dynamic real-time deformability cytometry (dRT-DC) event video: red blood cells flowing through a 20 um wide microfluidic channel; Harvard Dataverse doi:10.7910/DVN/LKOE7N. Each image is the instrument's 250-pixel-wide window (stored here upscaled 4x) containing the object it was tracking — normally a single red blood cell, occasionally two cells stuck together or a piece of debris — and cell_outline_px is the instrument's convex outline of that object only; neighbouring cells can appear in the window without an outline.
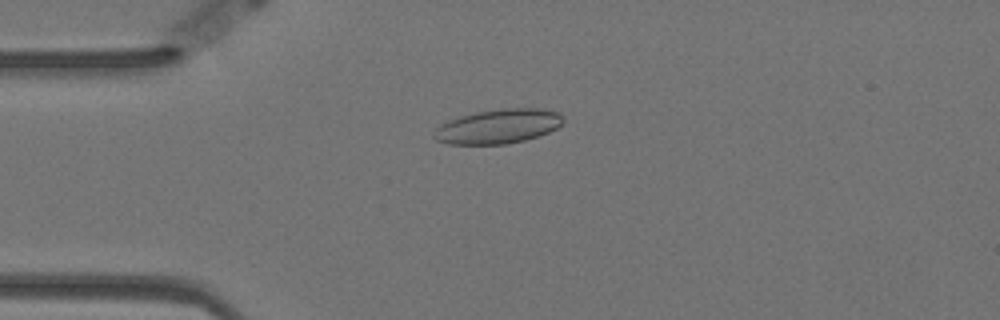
{"species": "Egyptian fruit bat (a non-hibernating species)", "species_latin": "Rousettus aegyptiacus", "temperature_condition": "warm", "stored_images_in_passage": 58, "camera_frame_rate_fps": 3000, "um_per_image_px": 0.085, "animal": {"sex": "female"}, "frame": {"image": 1, "passage_image": 14, "time_ms": 4.333, "image_size_px": [1000, 320], "cell_outline_px": [[564, 120], [556, 128], [548, 132], [524, 140], [504, 144], [448, 144], [436, 140], [432, 136], [436, 128], [440, 124], [448, 120], [460, 116], [476, 112], [504, 108], [540, 108], [556, 112]], "centroid_in_image_um": [42.29, 10.74], "position_along_channel_um": 42.7, "area_um2": 25.66}}
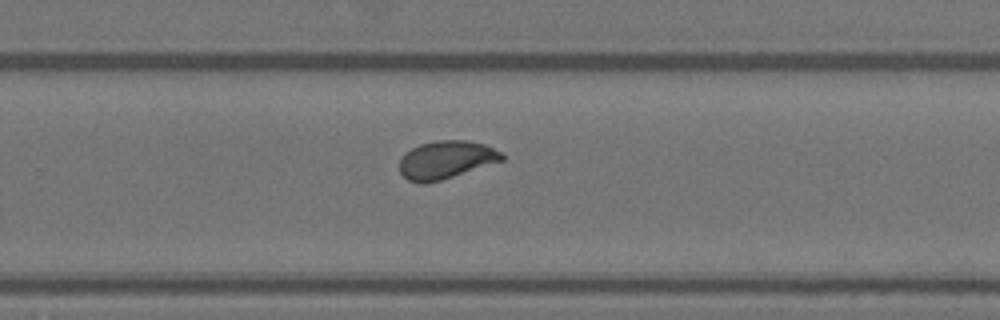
{"frame": {"image": 2, "passage_image": 37, "time_ms": 12.0, "image_size_px": [1000, 320], "cell_outline_px": [[504, 160], [440, 180], [424, 184], [408, 180], [400, 172], [400, 156], [404, 152], [420, 144], [436, 140], [464, 140], [484, 144], [504, 152]], "centroid_in_image_um": [37.91, 13.57], "position_along_channel_um": 291.9, "area_um2": 22.66}}
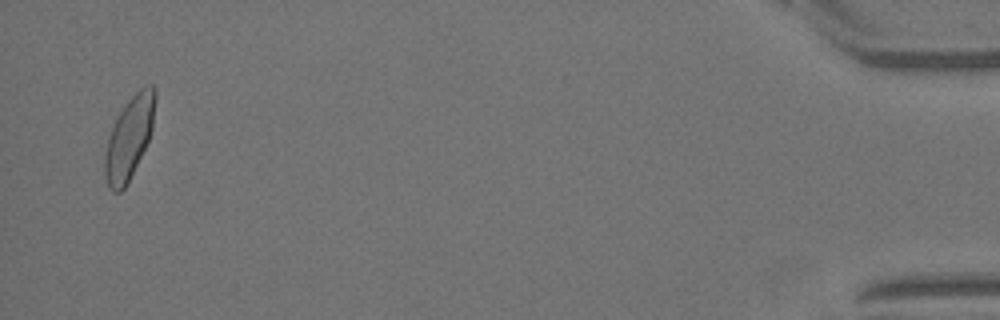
{"frame": {"image": 3, "passage_image": 56, "time_ms": 18.333, "image_size_px": [1000, 320], "cell_outline_px": [[156, 100], [152, 128], [148, 140], [128, 184], [120, 192], [112, 192], [108, 188], [104, 176], [104, 156], [108, 136], [124, 104], [140, 88], [148, 84], [152, 84], [156, 88]], "centroid_in_image_um": [10.98, 11.73], "position_along_channel_um": 424.2, "area_um2": 24.22}, "authors_computed_cell_mechanics": {"area_um2": 23.0333, "velocity_mm_per_s": 3.4981, "shape_relaxation_time_tau1_ms": 7.6549, "shape_relaxation_time_tau2_ms": 0.8375, "deformation_change_tau1": 0.1913, "deformation_change_tau2": 0.0644}}